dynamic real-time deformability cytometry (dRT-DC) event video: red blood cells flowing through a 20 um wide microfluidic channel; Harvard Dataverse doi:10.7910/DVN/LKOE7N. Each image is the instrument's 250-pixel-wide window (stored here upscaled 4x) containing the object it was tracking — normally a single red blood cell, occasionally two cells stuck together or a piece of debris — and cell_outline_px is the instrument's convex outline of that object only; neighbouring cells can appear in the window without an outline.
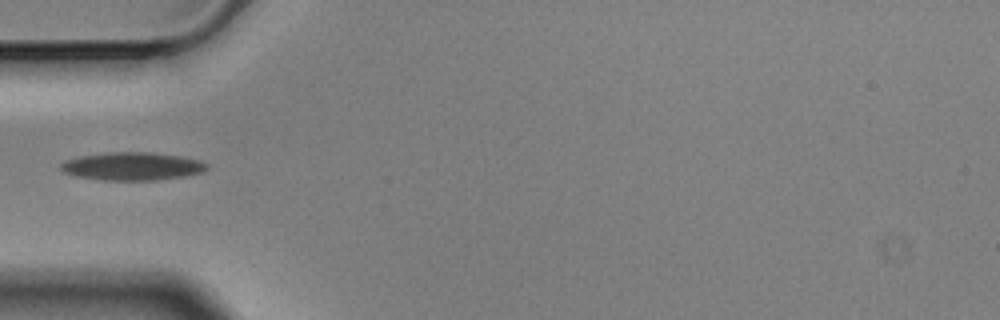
{"species": "Egyptian fruit bat (a non-hibernating species)", "species_latin": "Rousettus aegyptiacus", "temperature_condition": "cold", "stored_images_in_passage": 5, "camera_frame_rate_fps": 3000, "um_per_image_px": 0.085, "animal": {"sex": "male"}, "frame": {"image": 1, "passage_image": 5, "time_ms": 1.333, "image_size_px": [1000, 320], "cell_outline_px": [[208, 168], [204, 172], [184, 176], [156, 180], [104, 180], [76, 176], [64, 172], [60, 168], [60, 164], [64, 160], [80, 156], [112, 152], [148, 152], [180, 156], [200, 160], [208, 164]], "centroid_in_image_um": [11.25, 14.13], "position_along_channel_um": 73.7, "area_um2": 23.81}}